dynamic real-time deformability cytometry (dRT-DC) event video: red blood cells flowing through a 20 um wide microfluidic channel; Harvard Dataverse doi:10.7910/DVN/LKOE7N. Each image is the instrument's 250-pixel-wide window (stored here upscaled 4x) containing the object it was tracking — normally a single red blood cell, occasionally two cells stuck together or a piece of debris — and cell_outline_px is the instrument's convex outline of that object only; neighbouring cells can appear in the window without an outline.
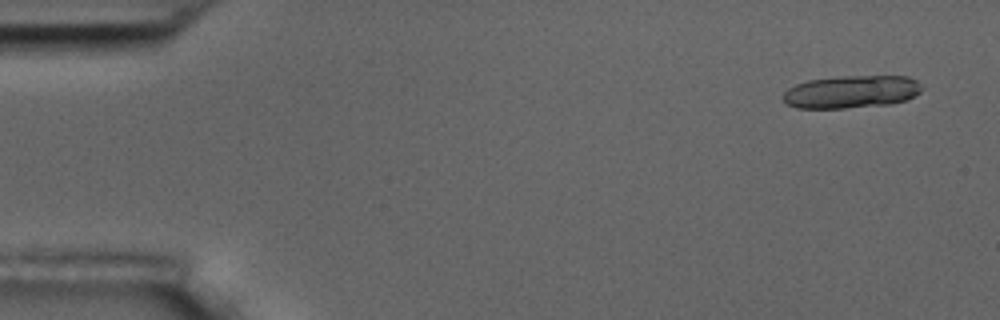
{"species": "common noctule bat (a hibernating species)", "species_latin": "Nyctalus noctula", "temperature_condition": "room temperature", "stored_images_in_passage": 5, "camera_frame_rate_fps": 3000, "um_per_image_px": 0.085, "animal": {"sex": "male", "body_mass_g": 17.5, "forearm_length_mm": 52.3}, "frame": {"image": 1, "passage_image": 1, "time_ms": 0.0, "image_size_px": [1000, 320], "cell_outline_px": [[924, 88], [920, 92], [908, 100], [888, 104], [844, 108], [796, 108], [784, 104], [780, 96], [788, 88], [796, 84], [808, 80], [840, 76], [908, 76], [916, 80]], "centroid_in_image_um": [72.33, 7.8], "position_along_channel_um": 12.7, "area_um2": 26.76}}